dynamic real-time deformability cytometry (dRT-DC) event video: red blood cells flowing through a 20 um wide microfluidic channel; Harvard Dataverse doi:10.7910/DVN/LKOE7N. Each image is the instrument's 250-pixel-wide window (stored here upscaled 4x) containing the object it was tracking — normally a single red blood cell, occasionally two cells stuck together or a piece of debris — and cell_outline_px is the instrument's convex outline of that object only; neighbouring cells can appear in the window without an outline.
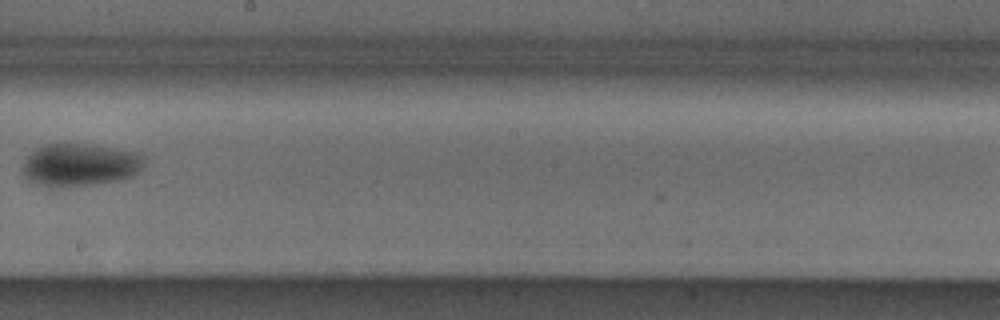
{"species": "Egyptian fruit bat (a non-hibernating species)", "species_latin": "Rousettus aegyptiacus", "temperature_condition": "cold", "stored_images_in_passage": 8, "camera_frame_rate_fps": 3000, "um_per_image_px": 0.085, "animal": {"sex": "male"}, "frame": {"image": 1, "passage_image": 8, "time_ms": 2.333, "image_size_px": [1000, 320], "cell_outline_px": [[144, 164], [132, 176], [124, 180], [60, 188], [52, 188], [28, 180], [24, 176], [24, 164], [28, 156], [36, 148], [44, 144], [84, 144], [136, 152], [144, 156]], "centroid_in_image_um": [6.79, 14.03], "position_along_channel_um": 241.4, "area_um2": 30.06}}